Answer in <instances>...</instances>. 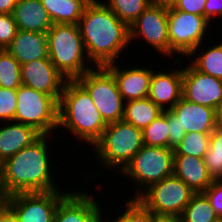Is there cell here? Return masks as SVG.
I'll use <instances>...</instances> for the list:
<instances>
[{
    "mask_svg": "<svg viewBox=\"0 0 222 222\" xmlns=\"http://www.w3.org/2000/svg\"><path fill=\"white\" fill-rule=\"evenodd\" d=\"M168 125H169V148L174 149L179 145L186 134L184 128L181 127L179 119L168 110Z\"/></svg>",
    "mask_w": 222,
    "mask_h": 222,
    "instance_id": "cell-35",
    "label": "cell"
},
{
    "mask_svg": "<svg viewBox=\"0 0 222 222\" xmlns=\"http://www.w3.org/2000/svg\"><path fill=\"white\" fill-rule=\"evenodd\" d=\"M153 222H182L180 216H160L153 213Z\"/></svg>",
    "mask_w": 222,
    "mask_h": 222,
    "instance_id": "cell-41",
    "label": "cell"
},
{
    "mask_svg": "<svg viewBox=\"0 0 222 222\" xmlns=\"http://www.w3.org/2000/svg\"><path fill=\"white\" fill-rule=\"evenodd\" d=\"M179 0H151V3L162 8H174Z\"/></svg>",
    "mask_w": 222,
    "mask_h": 222,
    "instance_id": "cell-42",
    "label": "cell"
},
{
    "mask_svg": "<svg viewBox=\"0 0 222 222\" xmlns=\"http://www.w3.org/2000/svg\"><path fill=\"white\" fill-rule=\"evenodd\" d=\"M173 174L185 182L195 193H203L212 183L203 158L174 155Z\"/></svg>",
    "mask_w": 222,
    "mask_h": 222,
    "instance_id": "cell-20",
    "label": "cell"
},
{
    "mask_svg": "<svg viewBox=\"0 0 222 222\" xmlns=\"http://www.w3.org/2000/svg\"><path fill=\"white\" fill-rule=\"evenodd\" d=\"M9 195L5 191L1 181H0V212L3 211L8 206Z\"/></svg>",
    "mask_w": 222,
    "mask_h": 222,
    "instance_id": "cell-43",
    "label": "cell"
},
{
    "mask_svg": "<svg viewBox=\"0 0 222 222\" xmlns=\"http://www.w3.org/2000/svg\"><path fill=\"white\" fill-rule=\"evenodd\" d=\"M40 136L33 127L22 123L8 121L0 126V164L31 145Z\"/></svg>",
    "mask_w": 222,
    "mask_h": 222,
    "instance_id": "cell-21",
    "label": "cell"
},
{
    "mask_svg": "<svg viewBox=\"0 0 222 222\" xmlns=\"http://www.w3.org/2000/svg\"><path fill=\"white\" fill-rule=\"evenodd\" d=\"M18 31L12 14H0V50H5Z\"/></svg>",
    "mask_w": 222,
    "mask_h": 222,
    "instance_id": "cell-34",
    "label": "cell"
},
{
    "mask_svg": "<svg viewBox=\"0 0 222 222\" xmlns=\"http://www.w3.org/2000/svg\"><path fill=\"white\" fill-rule=\"evenodd\" d=\"M16 104V90L0 87V120L3 124L8 121H14Z\"/></svg>",
    "mask_w": 222,
    "mask_h": 222,
    "instance_id": "cell-33",
    "label": "cell"
},
{
    "mask_svg": "<svg viewBox=\"0 0 222 222\" xmlns=\"http://www.w3.org/2000/svg\"><path fill=\"white\" fill-rule=\"evenodd\" d=\"M16 95L14 122L31 126L41 135H50L58 129L59 103L52 96L25 85L18 87Z\"/></svg>",
    "mask_w": 222,
    "mask_h": 222,
    "instance_id": "cell-7",
    "label": "cell"
},
{
    "mask_svg": "<svg viewBox=\"0 0 222 222\" xmlns=\"http://www.w3.org/2000/svg\"><path fill=\"white\" fill-rule=\"evenodd\" d=\"M53 24L78 25L90 0H40Z\"/></svg>",
    "mask_w": 222,
    "mask_h": 222,
    "instance_id": "cell-23",
    "label": "cell"
},
{
    "mask_svg": "<svg viewBox=\"0 0 222 222\" xmlns=\"http://www.w3.org/2000/svg\"><path fill=\"white\" fill-rule=\"evenodd\" d=\"M206 2L207 0H179L174 9L204 16V6Z\"/></svg>",
    "mask_w": 222,
    "mask_h": 222,
    "instance_id": "cell-37",
    "label": "cell"
},
{
    "mask_svg": "<svg viewBox=\"0 0 222 222\" xmlns=\"http://www.w3.org/2000/svg\"><path fill=\"white\" fill-rule=\"evenodd\" d=\"M106 127L87 90L77 80H67L58 105V129H66L79 143L92 147Z\"/></svg>",
    "mask_w": 222,
    "mask_h": 222,
    "instance_id": "cell-3",
    "label": "cell"
},
{
    "mask_svg": "<svg viewBox=\"0 0 222 222\" xmlns=\"http://www.w3.org/2000/svg\"><path fill=\"white\" fill-rule=\"evenodd\" d=\"M46 37L48 57L66 80H76L95 67L89 63L78 25L52 24Z\"/></svg>",
    "mask_w": 222,
    "mask_h": 222,
    "instance_id": "cell-4",
    "label": "cell"
},
{
    "mask_svg": "<svg viewBox=\"0 0 222 222\" xmlns=\"http://www.w3.org/2000/svg\"><path fill=\"white\" fill-rule=\"evenodd\" d=\"M210 134L201 132L186 133L181 143L173 149L174 155H189L204 158L209 148Z\"/></svg>",
    "mask_w": 222,
    "mask_h": 222,
    "instance_id": "cell-31",
    "label": "cell"
},
{
    "mask_svg": "<svg viewBox=\"0 0 222 222\" xmlns=\"http://www.w3.org/2000/svg\"><path fill=\"white\" fill-rule=\"evenodd\" d=\"M203 159L213 180H222V127L216 126L210 134L209 148Z\"/></svg>",
    "mask_w": 222,
    "mask_h": 222,
    "instance_id": "cell-28",
    "label": "cell"
},
{
    "mask_svg": "<svg viewBox=\"0 0 222 222\" xmlns=\"http://www.w3.org/2000/svg\"><path fill=\"white\" fill-rule=\"evenodd\" d=\"M143 144L155 147H169L168 110H163L142 130Z\"/></svg>",
    "mask_w": 222,
    "mask_h": 222,
    "instance_id": "cell-29",
    "label": "cell"
},
{
    "mask_svg": "<svg viewBox=\"0 0 222 222\" xmlns=\"http://www.w3.org/2000/svg\"><path fill=\"white\" fill-rule=\"evenodd\" d=\"M76 80L87 90L106 124L123 120L125 101L105 67H94Z\"/></svg>",
    "mask_w": 222,
    "mask_h": 222,
    "instance_id": "cell-8",
    "label": "cell"
},
{
    "mask_svg": "<svg viewBox=\"0 0 222 222\" xmlns=\"http://www.w3.org/2000/svg\"><path fill=\"white\" fill-rule=\"evenodd\" d=\"M103 3L128 27L152 4L151 0H106Z\"/></svg>",
    "mask_w": 222,
    "mask_h": 222,
    "instance_id": "cell-27",
    "label": "cell"
},
{
    "mask_svg": "<svg viewBox=\"0 0 222 222\" xmlns=\"http://www.w3.org/2000/svg\"><path fill=\"white\" fill-rule=\"evenodd\" d=\"M68 193L66 190L16 193L9 196L8 207L20 222H53L59 202Z\"/></svg>",
    "mask_w": 222,
    "mask_h": 222,
    "instance_id": "cell-11",
    "label": "cell"
},
{
    "mask_svg": "<svg viewBox=\"0 0 222 222\" xmlns=\"http://www.w3.org/2000/svg\"><path fill=\"white\" fill-rule=\"evenodd\" d=\"M173 163V149L144 145L120 174L135 181L133 199H137L151 185L173 175Z\"/></svg>",
    "mask_w": 222,
    "mask_h": 222,
    "instance_id": "cell-6",
    "label": "cell"
},
{
    "mask_svg": "<svg viewBox=\"0 0 222 222\" xmlns=\"http://www.w3.org/2000/svg\"><path fill=\"white\" fill-rule=\"evenodd\" d=\"M203 193L209 199L217 216L222 218V180H214Z\"/></svg>",
    "mask_w": 222,
    "mask_h": 222,
    "instance_id": "cell-36",
    "label": "cell"
},
{
    "mask_svg": "<svg viewBox=\"0 0 222 222\" xmlns=\"http://www.w3.org/2000/svg\"><path fill=\"white\" fill-rule=\"evenodd\" d=\"M20 85V63L7 50H0V87L17 90Z\"/></svg>",
    "mask_w": 222,
    "mask_h": 222,
    "instance_id": "cell-30",
    "label": "cell"
},
{
    "mask_svg": "<svg viewBox=\"0 0 222 222\" xmlns=\"http://www.w3.org/2000/svg\"><path fill=\"white\" fill-rule=\"evenodd\" d=\"M69 192L58 204L53 222H105L99 202L87 192Z\"/></svg>",
    "mask_w": 222,
    "mask_h": 222,
    "instance_id": "cell-15",
    "label": "cell"
},
{
    "mask_svg": "<svg viewBox=\"0 0 222 222\" xmlns=\"http://www.w3.org/2000/svg\"><path fill=\"white\" fill-rule=\"evenodd\" d=\"M175 60L180 67L170 72L165 69L164 72L153 70L150 80L148 98L162 110H170L182 98L183 72L181 63L179 64L181 58L178 56Z\"/></svg>",
    "mask_w": 222,
    "mask_h": 222,
    "instance_id": "cell-16",
    "label": "cell"
},
{
    "mask_svg": "<svg viewBox=\"0 0 222 222\" xmlns=\"http://www.w3.org/2000/svg\"><path fill=\"white\" fill-rule=\"evenodd\" d=\"M182 97L189 102L216 109L222 99V80L201 73L190 63L182 67Z\"/></svg>",
    "mask_w": 222,
    "mask_h": 222,
    "instance_id": "cell-13",
    "label": "cell"
},
{
    "mask_svg": "<svg viewBox=\"0 0 222 222\" xmlns=\"http://www.w3.org/2000/svg\"><path fill=\"white\" fill-rule=\"evenodd\" d=\"M214 222H222V218L218 217Z\"/></svg>",
    "mask_w": 222,
    "mask_h": 222,
    "instance_id": "cell-45",
    "label": "cell"
},
{
    "mask_svg": "<svg viewBox=\"0 0 222 222\" xmlns=\"http://www.w3.org/2000/svg\"><path fill=\"white\" fill-rule=\"evenodd\" d=\"M143 146L142 130L120 120L107 124L92 148L105 169L120 173Z\"/></svg>",
    "mask_w": 222,
    "mask_h": 222,
    "instance_id": "cell-5",
    "label": "cell"
},
{
    "mask_svg": "<svg viewBox=\"0 0 222 222\" xmlns=\"http://www.w3.org/2000/svg\"><path fill=\"white\" fill-rule=\"evenodd\" d=\"M120 65L116 62L105 66V68L114 76L124 101L147 98L153 69L149 67L140 68L137 65L123 68Z\"/></svg>",
    "mask_w": 222,
    "mask_h": 222,
    "instance_id": "cell-17",
    "label": "cell"
},
{
    "mask_svg": "<svg viewBox=\"0 0 222 222\" xmlns=\"http://www.w3.org/2000/svg\"><path fill=\"white\" fill-rule=\"evenodd\" d=\"M204 17L210 23L215 17L222 19V0H207L204 6Z\"/></svg>",
    "mask_w": 222,
    "mask_h": 222,
    "instance_id": "cell-38",
    "label": "cell"
},
{
    "mask_svg": "<svg viewBox=\"0 0 222 222\" xmlns=\"http://www.w3.org/2000/svg\"><path fill=\"white\" fill-rule=\"evenodd\" d=\"M17 0H0V14H12Z\"/></svg>",
    "mask_w": 222,
    "mask_h": 222,
    "instance_id": "cell-40",
    "label": "cell"
},
{
    "mask_svg": "<svg viewBox=\"0 0 222 222\" xmlns=\"http://www.w3.org/2000/svg\"><path fill=\"white\" fill-rule=\"evenodd\" d=\"M209 25L204 16L168 9L169 58L176 53L185 58L193 50L201 51Z\"/></svg>",
    "mask_w": 222,
    "mask_h": 222,
    "instance_id": "cell-9",
    "label": "cell"
},
{
    "mask_svg": "<svg viewBox=\"0 0 222 222\" xmlns=\"http://www.w3.org/2000/svg\"><path fill=\"white\" fill-rule=\"evenodd\" d=\"M7 50L23 65L38 59L48 58V42L46 34L18 29Z\"/></svg>",
    "mask_w": 222,
    "mask_h": 222,
    "instance_id": "cell-19",
    "label": "cell"
},
{
    "mask_svg": "<svg viewBox=\"0 0 222 222\" xmlns=\"http://www.w3.org/2000/svg\"><path fill=\"white\" fill-rule=\"evenodd\" d=\"M180 217L182 222H214L218 218L204 193H195Z\"/></svg>",
    "mask_w": 222,
    "mask_h": 222,
    "instance_id": "cell-26",
    "label": "cell"
},
{
    "mask_svg": "<svg viewBox=\"0 0 222 222\" xmlns=\"http://www.w3.org/2000/svg\"><path fill=\"white\" fill-rule=\"evenodd\" d=\"M186 133H212L217 126L215 109L192 103L183 97L170 109Z\"/></svg>",
    "mask_w": 222,
    "mask_h": 222,
    "instance_id": "cell-18",
    "label": "cell"
},
{
    "mask_svg": "<svg viewBox=\"0 0 222 222\" xmlns=\"http://www.w3.org/2000/svg\"><path fill=\"white\" fill-rule=\"evenodd\" d=\"M12 15L20 30L46 34L53 24L40 0H17Z\"/></svg>",
    "mask_w": 222,
    "mask_h": 222,
    "instance_id": "cell-22",
    "label": "cell"
},
{
    "mask_svg": "<svg viewBox=\"0 0 222 222\" xmlns=\"http://www.w3.org/2000/svg\"><path fill=\"white\" fill-rule=\"evenodd\" d=\"M194 194L173 174L151 185L137 199L155 215L180 216Z\"/></svg>",
    "mask_w": 222,
    "mask_h": 222,
    "instance_id": "cell-10",
    "label": "cell"
},
{
    "mask_svg": "<svg viewBox=\"0 0 222 222\" xmlns=\"http://www.w3.org/2000/svg\"><path fill=\"white\" fill-rule=\"evenodd\" d=\"M0 222H20L15 213L7 206L0 212Z\"/></svg>",
    "mask_w": 222,
    "mask_h": 222,
    "instance_id": "cell-39",
    "label": "cell"
},
{
    "mask_svg": "<svg viewBox=\"0 0 222 222\" xmlns=\"http://www.w3.org/2000/svg\"><path fill=\"white\" fill-rule=\"evenodd\" d=\"M207 50H193L187 57L191 58L190 64L201 73L211 75L222 80V41L215 42ZM199 52V55L197 54ZM197 55L196 57H194ZM194 58V60H192Z\"/></svg>",
    "mask_w": 222,
    "mask_h": 222,
    "instance_id": "cell-25",
    "label": "cell"
},
{
    "mask_svg": "<svg viewBox=\"0 0 222 222\" xmlns=\"http://www.w3.org/2000/svg\"><path fill=\"white\" fill-rule=\"evenodd\" d=\"M50 137L52 135H41L31 145L0 164V181L9 196L16 193L61 190L51 172L54 169H51L52 157L48 154L51 153V145L49 147L48 144L51 142Z\"/></svg>",
    "mask_w": 222,
    "mask_h": 222,
    "instance_id": "cell-2",
    "label": "cell"
},
{
    "mask_svg": "<svg viewBox=\"0 0 222 222\" xmlns=\"http://www.w3.org/2000/svg\"><path fill=\"white\" fill-rule=\"evenodd\" d=\"M123 213L116 219L107 216L106 222H153V212L149 211L138 199H128ZM110 220V221H108Z\"/></svg>",
    "mask_w": 222,
    "mask_h": 222,
    "instance_id": "cell-32",
    "label": "cell"
},
{
    "mask_svg": "<svg viewBox=\"0 0 222 222\" xmlns=\"http://www.w3.org/2000/svg\"><path fill=\"white\" fill-rule=\"evenodd\" d=\"M161 113L163 110L148 97L130 100L125 102L123 120L143 130Z\"/></svg>",
    "mask_w": 222,
    "mask_h": 222,
    "instance_id": "cell-24",
    "label": "cell"
},
{
    "mask_svg": "<svg viewBox=\"0 0 222 222\" xmlns=\"http://www.w3.org/2000/svg\"><path fill=\"white\" fill-rule=\"evenodd\" d=\"M217 126L222 127V99L215 109Z\"/></svg>",
    "mask_w": 222,
    "mask_h": 222,
    "instance_id": "cell-44",
    "label": "cell"
},
{
    "mask_svg": "<svg viewBox=\"0 0 222 222\" xmlns=\"http://www.w3.org/2000/svg\"><path fill=\"white\" fill-rule=\"evenodd\" d=\"M22 85L52 96L58 103L67 81L48 58L21 65Z\"/></svg>",
    "mask_w": 222,
    "mask_h": 222,
    "instance_id": "cell-14",
    "label": "cell"
},
{
    "mask_svg": "<svg viewBox=\"0 0 222 222\" xmlns=\"http://www.w3.org/2000/svg\"><path fill=\"white\" fill-rule=\"evenodd\" d=\"M78 26L87 56L95 67L118 63L122 51L130 44L129 27L102 1L86 5Z\"/></svg>",
    "mask_w": 222,
    "mask_h": 222,
    "instance_id": "cell-1",
    "label": "cell"
},
{
    "mask_svg": "<svg viewBox=\"0 0 222 222\" xmlns=\"http://www.w3.org/2000/svg\"><path fill=\"white\" fill-rule=\"evenodd\" d=\"M143 39L162 56L169 57L168 9L151 4L129 27V41Z\"/></svg>",
    "mask_w": 222,
    "mask_h": 222,
    "instance_id": "cell-12",
    "label": "cell"
}]
</instances>
